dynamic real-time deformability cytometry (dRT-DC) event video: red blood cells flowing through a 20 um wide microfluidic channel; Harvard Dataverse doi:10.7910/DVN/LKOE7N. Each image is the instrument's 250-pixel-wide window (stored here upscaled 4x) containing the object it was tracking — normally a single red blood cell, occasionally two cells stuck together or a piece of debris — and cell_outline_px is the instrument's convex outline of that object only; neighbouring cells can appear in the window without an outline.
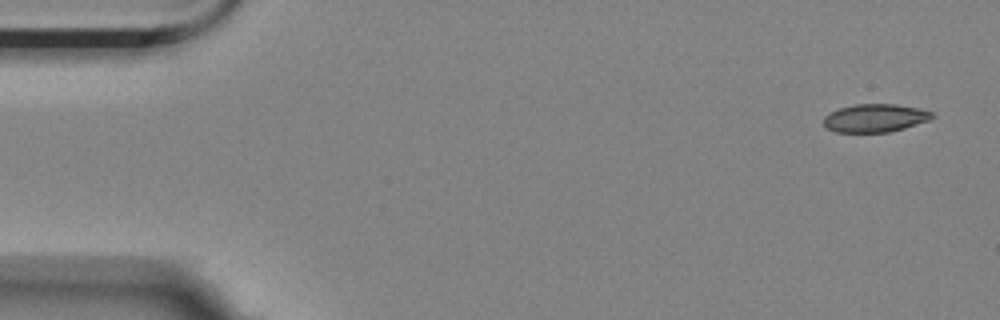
{"species": "Egyptian fruit bat (a non-hibernating species)", "species_latin": "Rousettus aegyptiacus", "temperature_condition": "room temperature", "stored_images_in_passage": 4, "camera_frame_rate_fps": 3000, "um_per_image_px": 0.085, "animal": {"sex": "female"}, "frame": {"image": 1, "passage_image": 1, "time_ms": 0.0, "image_size_px": [1000, 320], "cell_outline_px": [[936, 116], [928, 120], [904, 128], [888, 132], [836, 132], [828, 128], [824, 124], [824, 116], [840, 108], [856, 104], [896, 104], [920, 108], [932, 112]], "centroid_in_image_um": [74.41, 10.03], "position_along_channel_um": 10.6, "area_um2": 17.63}}